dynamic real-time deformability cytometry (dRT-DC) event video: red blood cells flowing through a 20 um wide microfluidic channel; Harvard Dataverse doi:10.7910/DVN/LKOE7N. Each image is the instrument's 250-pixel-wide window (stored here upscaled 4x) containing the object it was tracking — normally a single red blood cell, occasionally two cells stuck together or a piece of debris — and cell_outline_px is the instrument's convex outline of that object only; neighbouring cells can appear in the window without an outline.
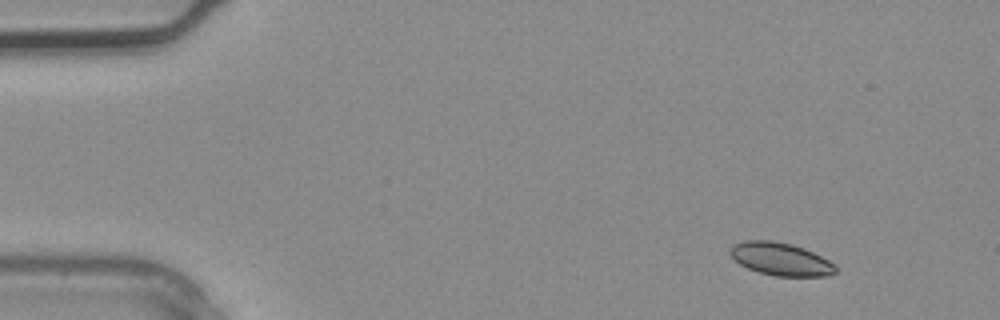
{"species": "common noctule bat (a hibernating species)", "species_latin": "Nyctalus noctula", "temperature_condition": "warm", "stored_images_in_passage": 4, "camera_frame_rate_fps": 3000, "um_per_image_px": 0.085, "animal": {"sex": "male", "body_mass_g": 20.4}, "frame": {"image": 1, "passage_image": 1, "time_ms": 0.0, "image_size_px": [1000, 320], "cell_outline_px": [[836, 272], [828, 276], [776, 276], [760, 272], [748, 268], [740, 264], [728, 252], [732, 244], [744, 240], [772, 240], [792, 244], [804, 248], [836, 264]], "centroid_in_image_um": [66.35, 22.01], "position_along_channel_um": 18.7, "area_um2": 20.17}}
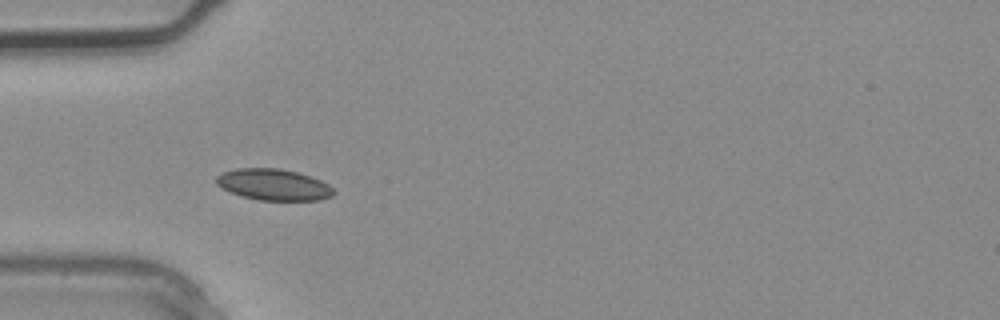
{"frame": {"image": 2, "passage_image": 3, "time_ms": 0.667, "image_size_px": [1000, 320], "cell_outline_px": [[336, 192], [332, 196], [320, 200], [256, 200], [232, 192], [216, 184], [216, 176], [224, 172], [236, 168], [280, 168], [296, 172], [320, 180], [328, 184]], "centroid_in_image_um": [23.27, 15.69], "position_along_channel_um": 61.7, "area_um2": 21.21}}
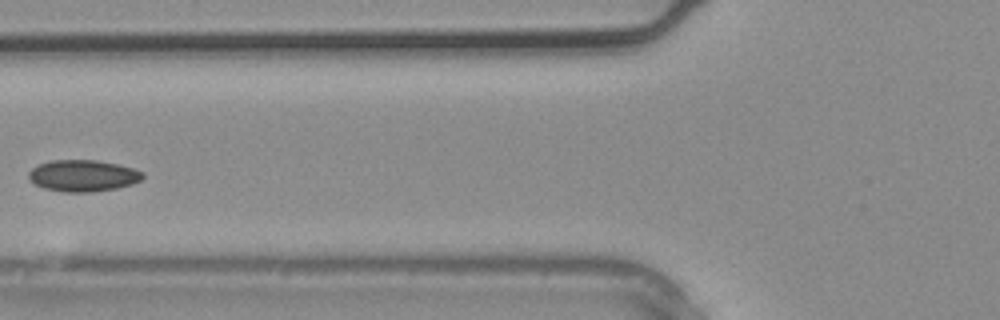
{"frame": {"image": 3, "passage_image": 4, "time_ms": 1.0, "image_size_px": [1000, 320], "cell_outline_px": [[144, 176], [140, 180], [132, 184], [116, 188], [92, 192], [64, 192], [44, 188], [36, 184], [28, 176], [28, 172], [36, 164], [52, 160], [96, 160], [116, 164], [132, 168], [144, 172]], "centroid_in_image_um": [7.04, 14.93], "position_along_channel_um": 118.8, "area_um2": 20.92}}